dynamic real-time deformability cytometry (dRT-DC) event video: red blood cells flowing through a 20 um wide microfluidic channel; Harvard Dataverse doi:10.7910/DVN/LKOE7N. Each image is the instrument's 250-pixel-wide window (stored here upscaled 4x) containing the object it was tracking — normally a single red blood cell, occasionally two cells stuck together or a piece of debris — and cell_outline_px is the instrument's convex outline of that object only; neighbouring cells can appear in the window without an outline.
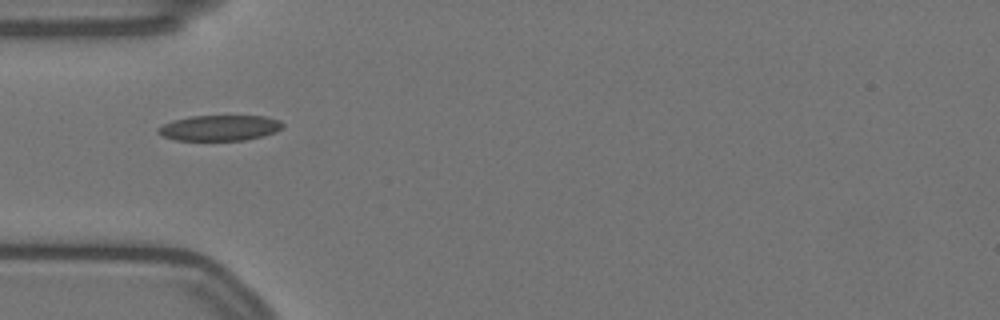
{"species": "Egyptian fruit bat (a non-hibernating species)", "species_latin": "Rousettus aegyptiacus", "temperature_condition": "warm", "stored_images_in_passage": 41, "camera_frame_rate_fps": 3000, "um_per_image_px": 0.085, "animal": {"sex": "female"}, "frame": {"image": 1, "passage_image": 1, "time_ms": 0.0, "image_size_px": [1000, 320], "cell_outline_px": [[284, 128], [276, 132], [244, 140], [176, 140], [160, 136], [156, 132], [156, 128], [172, 120], [188, 116], [264, 116], [280, 120], [284, 124]], "centroid_in_image_um": [18.64, 10.87], "position_along_channel_um": 66.4, "area_um2": 18.73}}
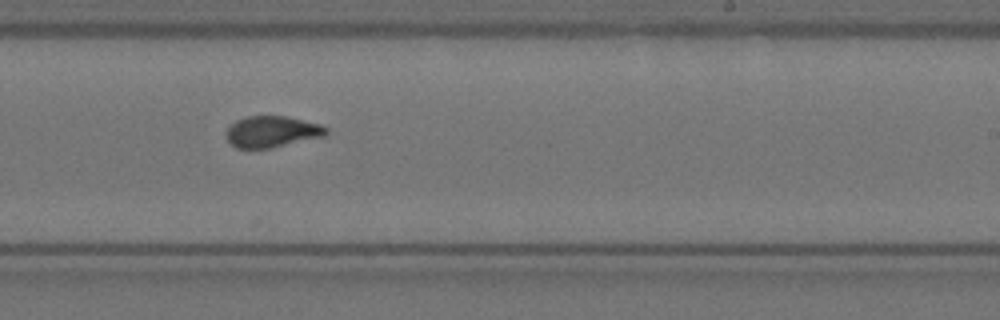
{"frame": {"image": 2, "passage_image": 18, "time_ms": 5.667, "image_size_px": [1000, 320], "cell_outline_px": [[328, 136], [268, 148], [236, 148], [228, 140], [228, 128], [236, 120], [248, 116], [284, 116], [320, 124], [328, 128]], "centroid_in_image_um": [23.17, 11.19], "position_along_channel_um": 265.8, "area_um2": 18.03}}
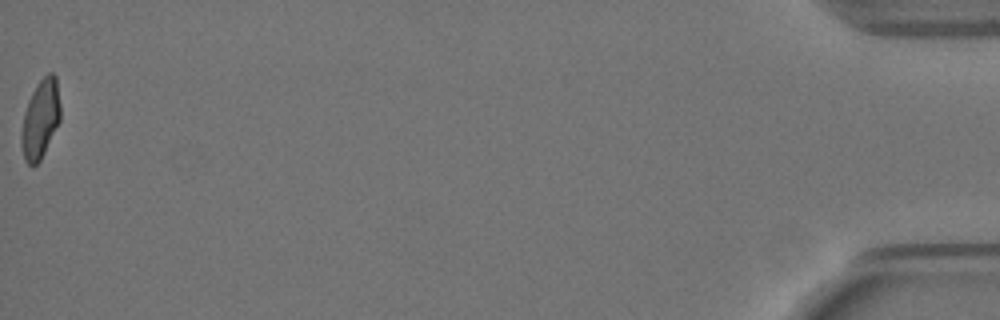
{"frame": {"image": 3, "passage_image": 41, "time_ms": 13.333, "image_size_px": [1000, 320], "cell_outline_px": [[60, 120], [40, 160], [36, 164], [28, 164], [24, 160], [20, 144], [20, 132], [24, 112], [28, 100], [36, 84], [48, 72], [52, 72], [56, 76], [60, 104]], "centroid_in_image_um": [3.41, 10.1], "position_along_channel_um": 431.8, "area_um2": 17.98}, "authors_computed_cell_mechanics": {"area_um2": 18.4382, "velocity_mm_per_s": 3.5127, "shape_relaxation_time_tau1_ms": 4.6945, "shape_relaxation_time_tau2_ms": 0.9397, "deformation_change_tau1": 0.1694, "deformation_change_tau2": 0.0699}}